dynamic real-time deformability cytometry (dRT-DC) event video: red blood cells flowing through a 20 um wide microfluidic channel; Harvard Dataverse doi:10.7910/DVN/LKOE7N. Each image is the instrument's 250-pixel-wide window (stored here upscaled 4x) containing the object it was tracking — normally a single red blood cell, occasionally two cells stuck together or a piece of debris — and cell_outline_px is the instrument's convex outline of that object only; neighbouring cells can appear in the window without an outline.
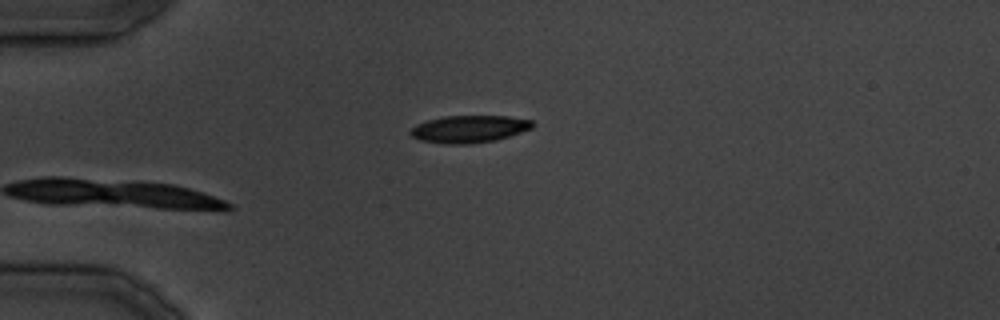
{"species": "common noctule bat (a hibernating species)", "species_latin": "Nyctalus noctula", "temperature_condition": "cold", "stored_images_in_passage": 5, "camera_frame_rate_fps": 3000, "um_per_image_px": 0.085, "animal": {"sex": "male", "body_mass_g": 19.5, "forearm_length_mm": 54.6}, "frame": {"image": 1, "passage_image": 1, "time_ms": 0.0, "image_size_px": [1000, 320], "cell_outline_px": [[536, 124], [532, 128], [496, 140], [468, 144], [444, 144], [420, 140], [412, 136], [408, 132], [416, 124], [428, 120], [444, 116], [508, 116], [532, 120]], "centroid_in_image_um": [39.88, 10.96], "position_along_channel_um": 45.1, "area_um2": 19.42}}